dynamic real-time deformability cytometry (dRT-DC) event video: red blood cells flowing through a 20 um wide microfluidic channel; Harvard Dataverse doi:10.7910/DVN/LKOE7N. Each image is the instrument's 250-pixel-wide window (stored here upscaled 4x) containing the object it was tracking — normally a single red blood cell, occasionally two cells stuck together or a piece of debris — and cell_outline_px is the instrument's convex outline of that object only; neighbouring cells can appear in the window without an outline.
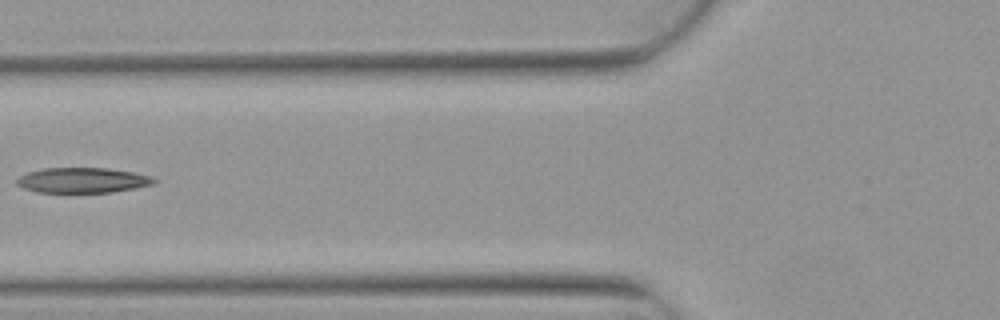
{"species": "Egyptian fruit bat (a non-hibernating species)", "species_latin": "Rousettus aegyptiacus", "temperature_condition": "warm", "stored_images_in_passage": 3, "camera_frame_rate_fps": 3000, "um_per_image_px": 0.085, "animal": {"sex": "female"}, "frame": {"image": 1, "passage_image": 3, "time_ms": 0.667, "image_size_px": [1000, 320], "cell_outline_px": [[160, 180], [152, 184], [112, 192], [36, 192], [24, 188], [16, 184], [16, 180], [20, 176], [28, 172], [44, 168], [108, 168], [132, 172], [152, 176]], "centroid_in_image_um": [7.02, 15.31], "position_along_channel_um": 118.8, "area_um2": 20.06}}